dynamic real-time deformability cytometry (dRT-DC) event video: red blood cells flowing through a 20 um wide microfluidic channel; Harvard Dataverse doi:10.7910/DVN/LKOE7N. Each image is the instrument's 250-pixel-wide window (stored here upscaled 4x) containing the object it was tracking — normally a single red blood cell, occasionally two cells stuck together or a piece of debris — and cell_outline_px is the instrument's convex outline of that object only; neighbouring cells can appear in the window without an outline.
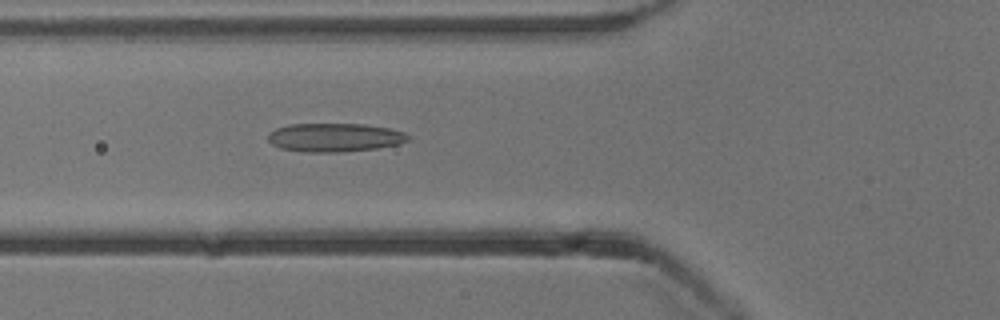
{"species": "common noctule bat (a hibernating species)", "species_latin": "Nyctalus noctula", "temperature_condition": "cold", "stored_images_in_passage": 48, "camera_frame_rate_fps": 3000, "um_per_image_px": 0.085, "animal": {"sex": "male", "body_mass_g": 13.3}, "frame": {"image": 1, "passage_image": 14, "time_ms": 4.333, "image_size_px": [1000, 320], "cell_outline_px": [[408, 140], [400, 144], [376, 148], [340, 152], [308, 152], [280, 148], [272, 144], [268, 140], [268, 132], [276, 128], [288, 124], [364, 124], [388, 128], [404, 132], [408, 136]], "centroid_in_image_um": [28.42, 11.68], "position_along_channel_um": 97.4, "area_um2": 23.29}}
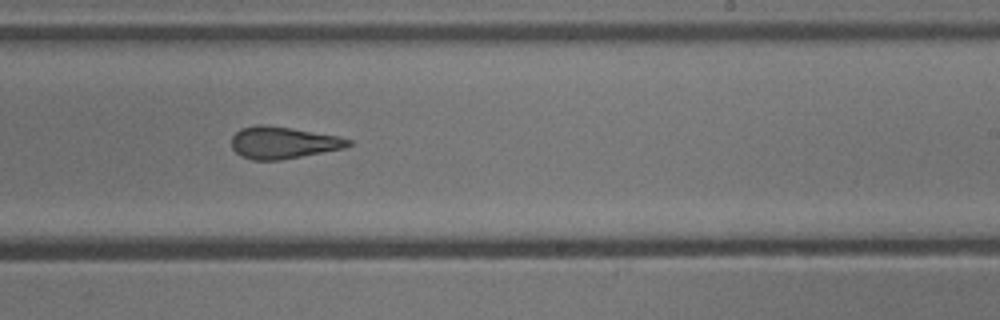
{"frame": {"image": 2, "passage_image": 27, "time_ms": 8.667, "image_size_px": [1000, 320], "cell_outline_px": [[352, 144], [344, 148], [280, 160], [252, 160], [240, 156], [232, 148], [232, 136], [240, 128], [256, 124], [264, 124], [292, 128], [340, 136], [352, 140]], "centroid_in_image_um": [24.05, 12.11], "position_along_channel_um": 265.0, "area_um2": 21.91}}
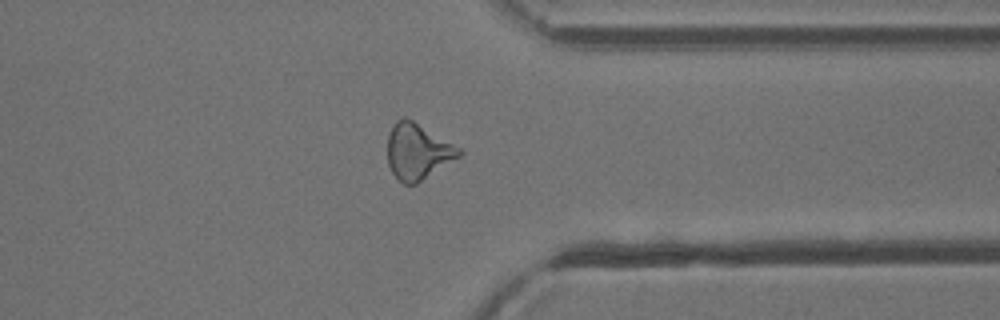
{"frame": {"image": 3, "passage_image": 36, "time_ms": 11.667, "image_size_px": [1000, 320], "cell_outline_px": [[464, 152], [460, 156], [416, 184], [404, 184], [392, 172], [388, 164], [388, 132], [392, 124], [396, 120], [404, 116], [408, 116], [464, 148]], "centroid_in_image_um": [35.54, 12.81], "position_along_channel_um": 375.9, "area_um2": 23.93}, "authors_computed_cell_mechanics": {"area_um2": 22.8888, "velocity_mm_per_s": 3.8483, "shape_relaxation_time_tau1_ms": 8.1432, "shape_relaxation_time_tau2_ms": 2.4855, "deformation_change_tau1": 0.2011, "deformation_change_tau2": 0.1199}}